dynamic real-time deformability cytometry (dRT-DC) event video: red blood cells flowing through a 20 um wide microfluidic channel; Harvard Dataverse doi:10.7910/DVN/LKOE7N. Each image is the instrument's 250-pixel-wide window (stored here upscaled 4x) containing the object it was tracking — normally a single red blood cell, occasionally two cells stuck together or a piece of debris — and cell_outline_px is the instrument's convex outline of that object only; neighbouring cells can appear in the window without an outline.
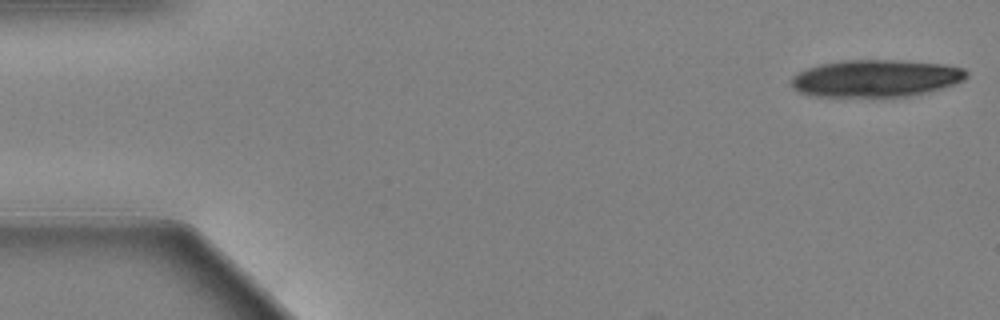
{"species": "Egyptian fruit bat (a non-hibernating species)", "species_latin": "Rousettus aegyptiacus", "temperature_condition": "warm", "stored_images_in_passage": 20, "camera_frame_rate_fps": 3000, "um_per_image_px": 0.085, "animal": {"sex": "female"}, "frame": {"image": 1, "passage_image": 1, "time_ms": 0.0, "image_size_px": [1000, 320], "cell_outline_px": [[968, 76], [964, 80], [940, 88], [908, 96], [808, 96], [796, 92], [792, 88], [792, 76], [808, 68], [820, 64], [844, 60], [896, 60], [944, 64], [964, 68], [968, 72]], "centroid_in_image_um": [74.41, 6.65], "position_along_channel_um": 10.6, "area_um2": 37.8}}